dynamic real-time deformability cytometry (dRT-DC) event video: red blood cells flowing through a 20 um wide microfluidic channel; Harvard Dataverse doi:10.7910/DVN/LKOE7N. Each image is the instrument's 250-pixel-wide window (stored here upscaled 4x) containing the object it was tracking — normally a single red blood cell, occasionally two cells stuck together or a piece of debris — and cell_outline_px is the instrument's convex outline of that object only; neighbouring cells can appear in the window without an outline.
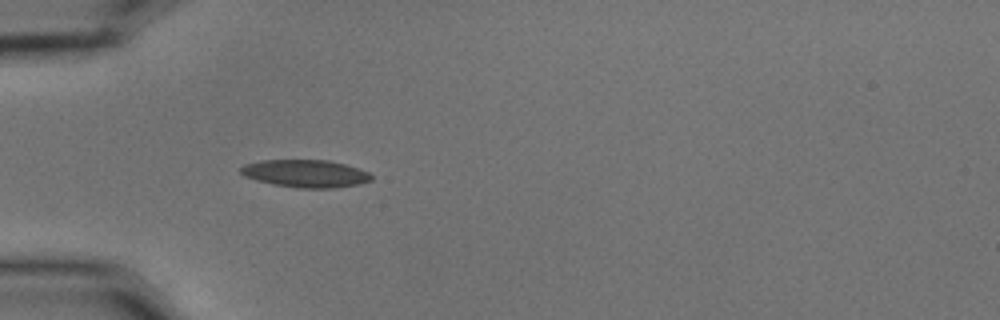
{"species": "common noctule bat (a hibernating species)", "species_latin": "Nyctalus noctula", "temperature_condition": "cold", "stored_images_in_passage": 4, "camera_frame_rate_fps": 3000, "um_per_image_px": 0.085, "animal": {"sex": "male", "body_mass_g": 15.6}, "frame": {"image": 1, "passage_image": 4, "time_ms": 1.0, "image_size_px": [1000, 320], "cell_outline_px": [[372, 180], [360, 184], [332, 188], [300, 188], [272, 184], [256, 180], [244, 176], [240, 172], [240, 168], [244, 164], [264, 160], [328, 160], [344, 164], [368, 172], [372, 176]], "centroid_in_image_um": [25.95, 14.75], "position_along_channel_um": 59.0, "area_um2": 20.92}}